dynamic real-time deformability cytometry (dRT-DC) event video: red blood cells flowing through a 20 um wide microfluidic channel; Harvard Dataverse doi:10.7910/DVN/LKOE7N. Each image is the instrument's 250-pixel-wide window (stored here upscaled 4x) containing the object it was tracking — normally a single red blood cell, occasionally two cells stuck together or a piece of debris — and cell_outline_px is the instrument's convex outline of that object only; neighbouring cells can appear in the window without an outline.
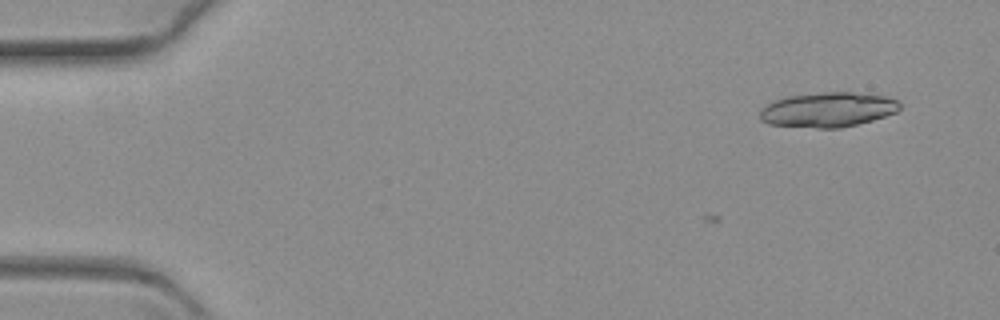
{"species": "common noctule bat (a hibernating species)", "species_latin": "Nyctalus noctula", "temperature_condition": "warm", "stored_images_in_passage": 4, "camera_frame_rate_fps": 3000, "um_per_image_px": 0.085, "animal": {"sex": "female", "body_mass_g": 19.3, "forearm_length_mm": 54.1}, "frame": {"image": 1, "passage_image": 4, "time_ms": 1.0, "image_size_px": [1000, 320], "cell_outline_px": [[900, 108], [896, 112], [872, 120], [840, 128], [816, 128], [768, 124], [760, 120], [760, 112], [768, 104], [784, 96], [820, 92], [852, 92], [884, 96], [896, 100], [900, 104]], "centroid_in_image_um": [70.35, 9.32], "position_along_channel_um": 14.6, "area_um2": 28.21}}